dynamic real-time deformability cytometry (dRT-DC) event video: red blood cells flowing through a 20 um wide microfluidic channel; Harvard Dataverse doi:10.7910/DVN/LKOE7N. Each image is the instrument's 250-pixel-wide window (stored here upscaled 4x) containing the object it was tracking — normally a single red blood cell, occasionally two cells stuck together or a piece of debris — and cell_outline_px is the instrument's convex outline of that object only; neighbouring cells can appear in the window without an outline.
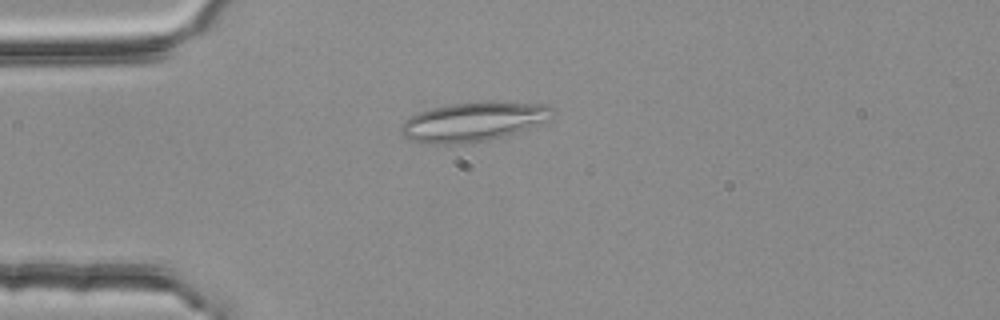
{"species": "common noctule bat (a hibernating species)", "species_latin": "Nyctalus noctula", "temperature_condition": "room temperature", "stored_images_in_passage": 49, "segment_of_instrument_passage": [1, 2], "camera_frame_rate_fps": 3000, "um_per_image_px": 0.085, "animal": {"sex": "female", "body_mass_g": 25.1}, "frame": {"image": 1, "passage_image": 9, "time_ms": 2.667, "image_size_px": [1000, 320], "cell_outline_px": [[556, 116], [548, 120], [504, 136], [488, 140], [468, 144], [428, 144], [412, 140], [404, 136], [400, 132], [400, 124], [408, 116], [416, 112], [432, 108], [452, 104], [488, 100], [548, 104], [556, 108]], "centroid_in_image_um": [40.26, 10.32], "position_along_channel_um": 44.7, "area_um2": 35.43}}